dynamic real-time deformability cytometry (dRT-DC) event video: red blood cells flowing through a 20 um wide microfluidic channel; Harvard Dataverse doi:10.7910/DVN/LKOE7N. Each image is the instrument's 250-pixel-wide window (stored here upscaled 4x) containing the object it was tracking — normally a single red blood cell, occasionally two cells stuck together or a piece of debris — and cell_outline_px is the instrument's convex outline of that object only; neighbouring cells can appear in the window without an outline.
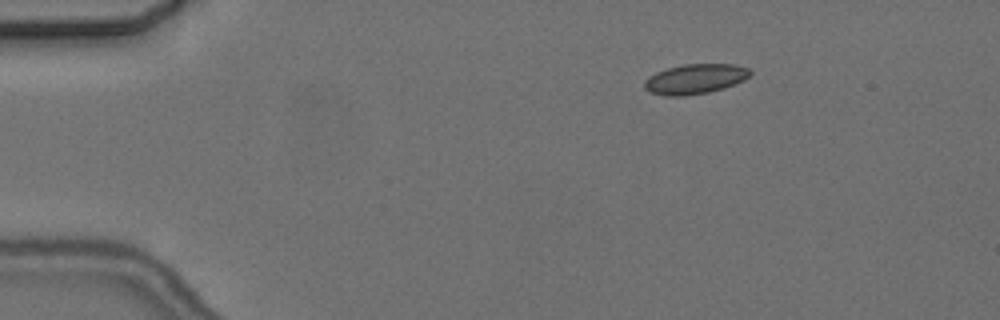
{"species": "common noctule bat (a hibernating species)", "species_latin": "Nyctalus noctula", "temperature_condition": "cold", "stored_images_in_passage": 5, "camera_frame_rate_fps": 3000, "um_per_image_px": 0.085, "animal": {"sex": "female", "body_mass_g": 24.6, "forearm_length_mm": 56.2}, "frame": {"image": 1, "passage_image": 2, "time_ms": 2.0, "image_size_px": [1000, 320], "cell_outline_px": [[752, 72], [744, 80], [724, 88], [708, 92], [684, 96], [664, 96], [652, 92], [644, 88], [644, 80], [648, 76], [656, 72], [668, 68], [684, 64], [736, 64], [748, 68]], "centroid_in_image_um": [59.07, 6.71], "position_along_channel_um": 25.9, "area_um2": 18.44}}